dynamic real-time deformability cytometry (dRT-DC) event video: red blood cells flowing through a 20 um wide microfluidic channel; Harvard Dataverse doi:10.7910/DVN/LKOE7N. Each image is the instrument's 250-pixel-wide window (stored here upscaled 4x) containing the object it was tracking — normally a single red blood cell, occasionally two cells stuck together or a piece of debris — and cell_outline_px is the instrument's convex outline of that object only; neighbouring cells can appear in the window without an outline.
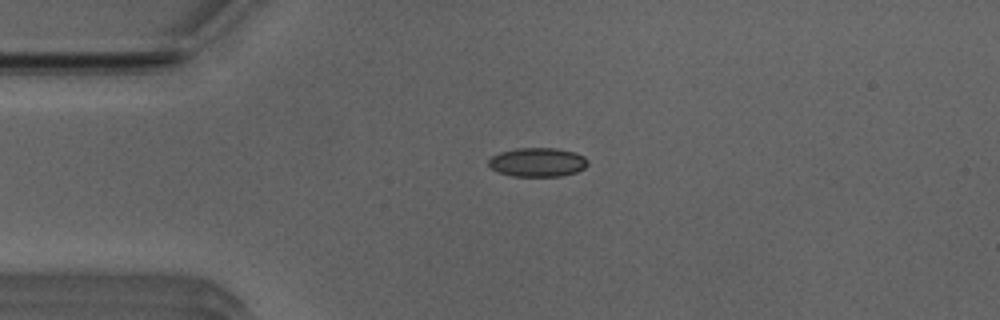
{"species": "Egyptian fruit bat (a non-hibernating species)", "species_latin": "Rousettus aegyptiacus", "temperature_condition": "room temperature", "stored_images_in_passage": 41, "camera_frame_rate_fps": 3000, "um_per_image_px": 0.085, "animal": {"sex": "male"}, "frame": {"image": 1, "passage_image": 1, "time_ms": 0.0, "image_size_px": [1000, 320], "cell_outline_px": [[588, 164], [584, 168], [576, 172], [560, 176], [512, 176], [500, 172], [492, 168], [488, 164], [488, 160], [492, 156], [500, 152], [516, 148], [556, 148], [576, 152], [584, 156], [588, 160]], "centroid_in_image_um": [45.71, 13.78], "position_along_channel_um": 39.3, "area_um2": 16.76}}
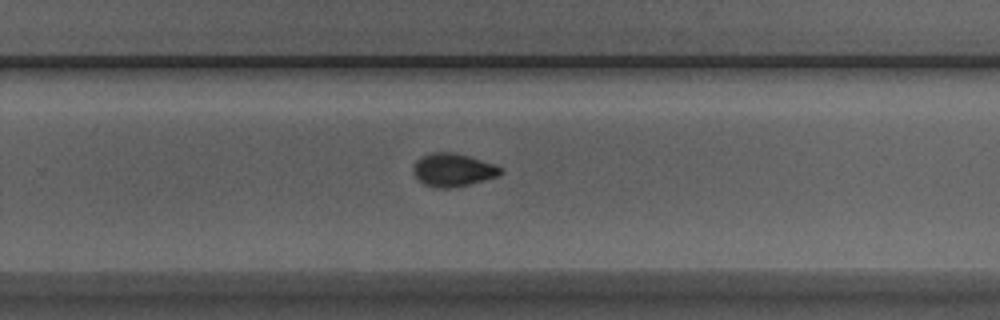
{"frame": {"image": 2, "passage_image": 22, "time_ms": 7.0, "image_size_px": [1000, 320], "cell_outline_px": [[500, 172], [496, 176], [468, 184], [452, 188], [436, 188], [424, 184], [416, 176], [412, 168], [416, 160], [420, 156], [432, 152], [456, 152], [496, 164], [500, 168]], "centroid_in_image_um": [38.46, 14.42], "position_along_channel_um": 291.3, "area_um2": 16.7}}
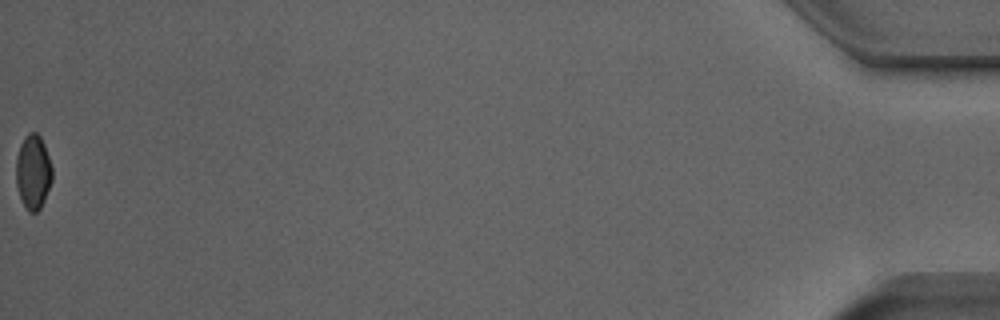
{"frame": {"image": 3, "passage_image": 41, "time_ms": 13.333, "image_size_px": [1000, 320], "cell_outline_px": [[52, 180], [44, 200], [40, 208], [36, 212], [28, 212], [20, 196], [16, 184], [16, 160], [20, 144], [24, 136], [28, 132], [36, 132], [40, 136], [44, 144], [52, 168]], "centroid_in_image_um": [2.81, 14.59], "position_along_channel_um": 432.4, "area_um2": 15.61}, "authors_computed_cell_mechanics": {"area_um2": 16.5886, "velocity_mm_per_s": 3.9566, "shape_relaxation_time_tau1_ms": 5.8724, "shape_relaxation_time_tau2_ms": 1.0306, "deformation_change_tau1": 0.156, "deformation_change_tau2": 0.0419}}